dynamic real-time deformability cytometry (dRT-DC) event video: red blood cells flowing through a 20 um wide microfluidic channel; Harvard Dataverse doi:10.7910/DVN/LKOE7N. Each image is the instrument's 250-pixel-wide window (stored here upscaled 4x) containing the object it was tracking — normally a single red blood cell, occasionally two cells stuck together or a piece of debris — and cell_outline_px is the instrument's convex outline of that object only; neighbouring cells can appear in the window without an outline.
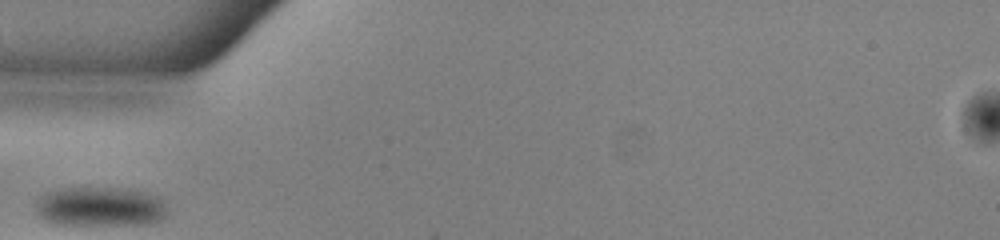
{"species": "common noctule bat (a hibernating species)", "species_latin": "Nyctalus noctula", "temperature_condition": "warm", "stored_images_in_passage": 24, "camera_frame_rate_fps": 3000, "um_per_image_px": 0.085, "animal": {"sex": "male", "body_mass_g": 13.0, "forearm_length_mm": 53.1}, "frame": {"image": 1, "passage_image": 1, "time_ms": 0.0, "image_size_px": [1000, 240], "cell_outline_px": [[164, 220], [156, 224], [56, 224], [40, 216], [36, 212], [36, 204], [48, 192], [64, 188], [116, 188], [144, 192], [156, 196], [164, 204]], "centroid_in_image_um": [8.55, 17.58], "position_along_channel_um": 76.5, "area_um2": 29.71}}
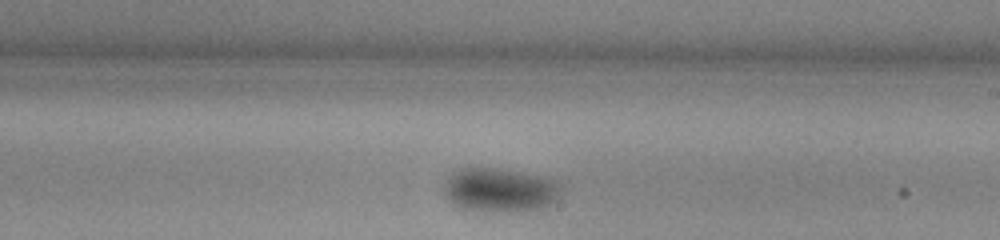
{"frame": {"image": 2, "passage_image": 14, "time_ms": 4.333, "image_size_px": [1000, 240], "cell_outline_px": [[564, 192], [548, 204], [540, 208], [464, 208], [448, 200], [444, 192], [444, 184], [452, 172], [464, 168], [492, 168], [516, 172], [556, 180], [560, 184]], "centroid_in_image_um": [42.48, 16.08], "position_along_channel_um": 246.5, "area_um2": 28.21}}
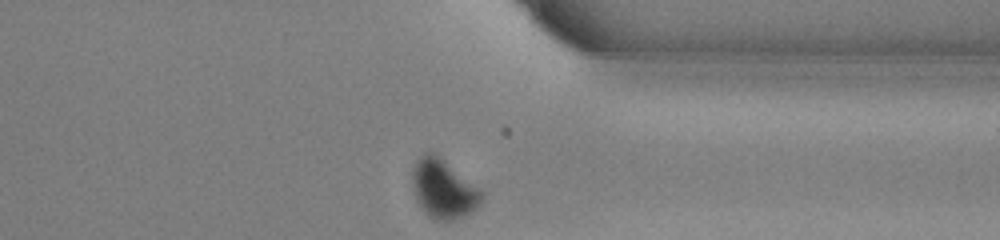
{"frame": {"image": 3, "passage_image": 24, "time_ms": 7.667, "image_size_px": [1000, 240], "cell_outline_px": [[484, 200], [476, 208], [464, 216], [452, 220], [436, 220], [428, 216], [424, 212], [416, 200], [412, 180], [412, 168], [416, 160], [424, 152], [436, 152], [480, 188], [484, 192]], "centroid_in_image_um": [37.7, 16.03], "position_along_channel_um": 373.7, "area_um2": 24.22}}